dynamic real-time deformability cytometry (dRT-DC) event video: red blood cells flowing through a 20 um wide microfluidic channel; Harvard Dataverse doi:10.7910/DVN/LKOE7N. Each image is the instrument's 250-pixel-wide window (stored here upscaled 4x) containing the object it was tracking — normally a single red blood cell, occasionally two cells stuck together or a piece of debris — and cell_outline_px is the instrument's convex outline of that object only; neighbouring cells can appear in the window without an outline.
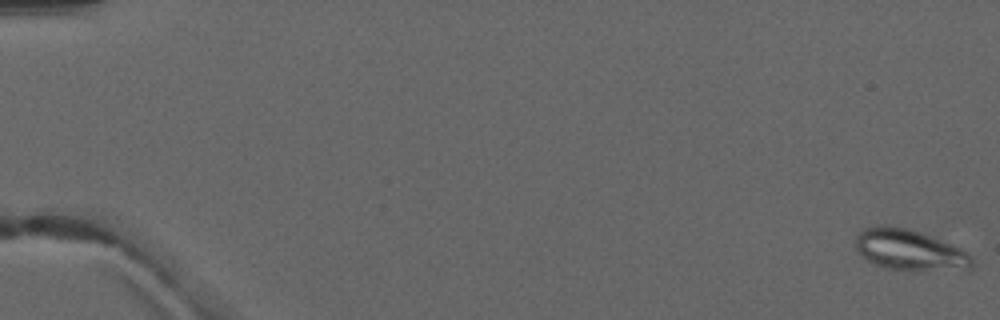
{"species": "common noctule bat (a hibernating species)", "species_latin": "Nyctalus noctula", "temperature_condition": "warm", "stored_images_in_passage": 6, "camera_frame_rate_fps": 3000, "um_per_image_px": 0.085, "animal": {"sex": "male", "forearm_length_mm": 52.5}, "frame": {"image": 1, "passage_image": 1, "time_ms": 0.0, "image_size_px": [1000, 320], "cell_outline_px": [[972, 268], [968, 272], [888, 268], [876, 264], [868, 260], [856, 248], [856, 236], [864, 228], [876, 224], [884, 224], [908, 228], [932, 236], [960, 248], [972, 256]], "centroid_in_image_um": [77.38, 21.24], "position_along_channel_um": 7.6, "area_um2": 27.92}}